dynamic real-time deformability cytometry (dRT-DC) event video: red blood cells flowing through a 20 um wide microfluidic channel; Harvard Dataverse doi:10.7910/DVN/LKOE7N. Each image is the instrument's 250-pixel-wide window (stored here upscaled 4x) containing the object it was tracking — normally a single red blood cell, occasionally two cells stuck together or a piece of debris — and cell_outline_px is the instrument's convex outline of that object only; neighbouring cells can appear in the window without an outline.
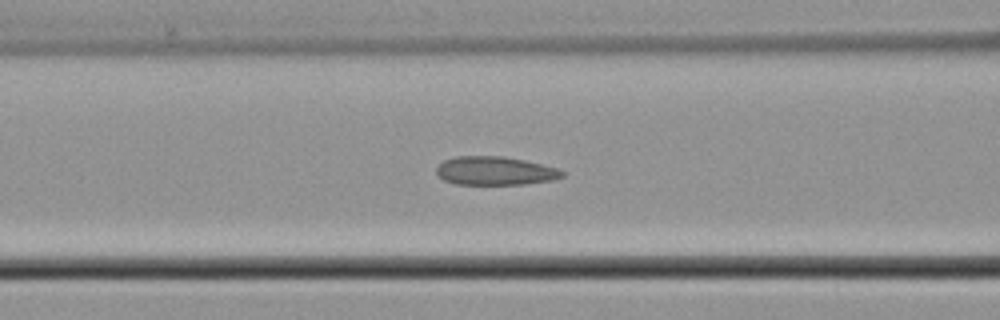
{"species": "common noctule bat (a hibernating species)", "species_latin": "Nyctalus noctula", "temperature_condition": "cold", "stored_images_in_passage": 39, "camera_frame_rate_fps": 3000, "um_per_image_px": 0.085, "animal": {"sex": "male", "body_mass_g": 21.5, "forearm_length_mm": 52.0}, "frame": {"image": 1, "passage_image": 20, "time_ms": 6.333, "image_size_px": [1000, 320], "cell_outline_px": [[564, 176], [552, 180], [528, 184], [456, 184], [444, 180], [436, 172], [436, 168], [444, 160], [456, 156], [504, 156], [524, 160], [560, 168], [564, 172]], "centroid_in_image_um": [42.11, 14.52], "position_along_channel_um": 124.5, "area_um2": 20.98}}
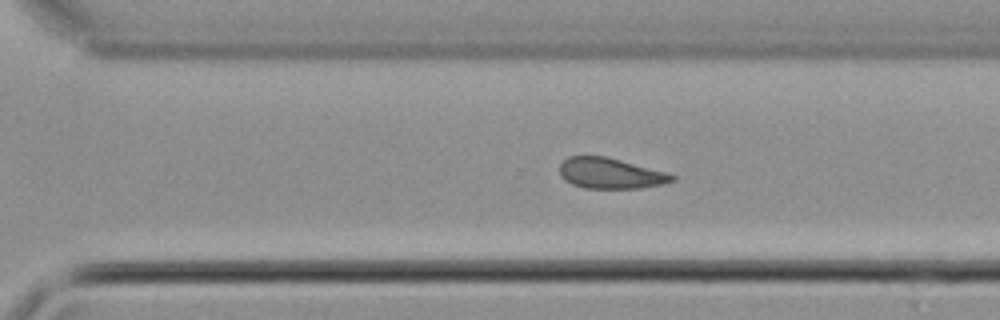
{"frame": {"image": 2, "passage_image": 34, "time_ms": 11.0, "image_size_px": [1000, 320], "cell_outline_px": [[676, 180], [660, 184], [640, 188], [584, 188], [572, 184], [564, 180], [560, 176], [560, 164], [568, 156], [608, 156], [668, 172], [676, 176]], "centroid_in_image_um": [51.89, 14.72], "position_along_channel_um": 318.7, "area_um2": 20.29}}
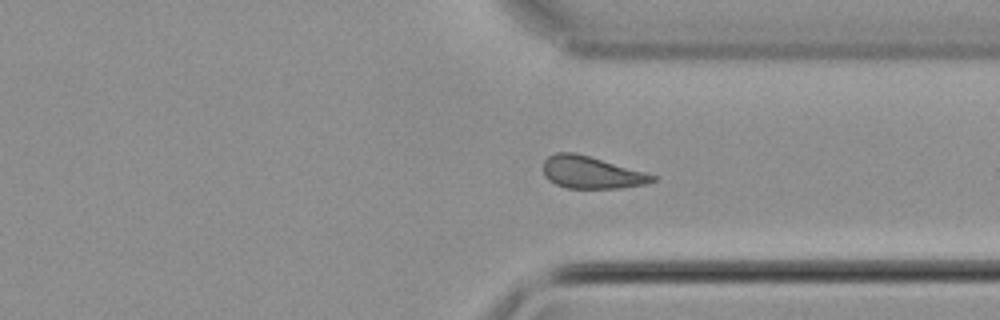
{"frame": {"image": 3, "passage_image": 37, "time_ms": 12.0, "image_size_px": [1000, 320], "cell_outline_px": [[660, 176], [656, 180], [644, 184], [620, 188], [568, 188], [556, 184], [548, 180], [544, 176], [544, 160], [548, 156], [556, 152], [576, 152]], "centroid_in_image_um": [50.28, 14.65], "position_along_channel_um": 361.1, "area_um2": 20.63}}